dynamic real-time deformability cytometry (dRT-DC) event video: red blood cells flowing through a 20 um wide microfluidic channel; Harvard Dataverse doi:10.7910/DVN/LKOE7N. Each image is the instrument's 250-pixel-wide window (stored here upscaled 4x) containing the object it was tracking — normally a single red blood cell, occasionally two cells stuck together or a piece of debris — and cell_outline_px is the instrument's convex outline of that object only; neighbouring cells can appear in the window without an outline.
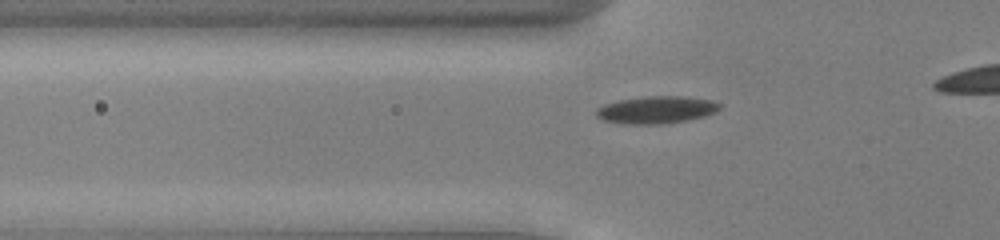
{"species": "common noctule bat (a hibernating species)", "species_latin": "Nyctalus noctula", "temperature_condition": "cold", "stored_images_in_passage": 38, "camera_frame_rate_fps": 3000, "um_per_image_px": 0.085, "animal": {"sex": "male", "body_mass_g": 13.0, "forearm_length_mm": 53.1}, "frame": {"image": 1, "passage_image": 10, "time_ms": 3.0, "image_size_px": [1000, 240], "cell_outline_px": [[720, 108], [716, 112], [704, 116], [688, 120], [664, 124], [628, 124], [604, 120], [596, 116], [596, 108], [604, 104], [620, 100], [648, 96], [680, 96], [712, 100], [720, 104]], "centroid_in_image_um": [55.8, 9.34], "position_along_channel_um": 70.0, "area_um2": 19.59}}
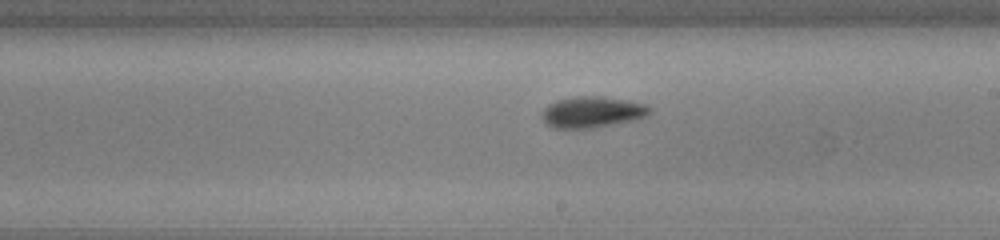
{"frame": {"image": 2, "passage_image": 23, "time_ms": 7.333, "image_size_px": [1000, 240], "cell_outline_px": [[652, 112], [648, 116], [636, 120], [596, 128], [552, 128], [540, 116], [544, 108], [548, 104], [556, 100], [576, 96], [604, 96], [628, 100], [644, 104], [652, 108]], "centroid_in_image_um": [50.37, 9.52], "position_along_channel_um": 238.6, "area_um2": 19.94}}
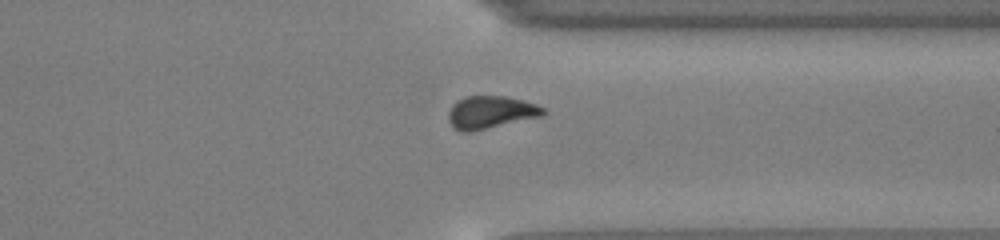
{"frame": {"image": 3, "passage_image": 33, "time_ms": 10.667, "image_size_px": [1000, 240], "cell_outline_px": [[548, 112], [544, 116], [472, 132], [460, 132], [448, 120], [448, 112], [452, 104], [456, 100], [468, 96], [504, 96], [524, 100], [536, 104], [544, 108]], "centroid_in_image_um": [41.74, 9.55], "position_along_channel_um": 369.7, "area_um2": 18.32}, "authors_computed_cell_mechanics": {"area_um2": 18.207, "velocity_mm_per_s": 3.9296, "shape_relaxation_time_tau1_ms": 2.1094, "shape_relaxation_time_tau2_ms": 3.1795, "deformation_change_tau1": 0.1003, "deformation_change_tau2": 0.0805}}